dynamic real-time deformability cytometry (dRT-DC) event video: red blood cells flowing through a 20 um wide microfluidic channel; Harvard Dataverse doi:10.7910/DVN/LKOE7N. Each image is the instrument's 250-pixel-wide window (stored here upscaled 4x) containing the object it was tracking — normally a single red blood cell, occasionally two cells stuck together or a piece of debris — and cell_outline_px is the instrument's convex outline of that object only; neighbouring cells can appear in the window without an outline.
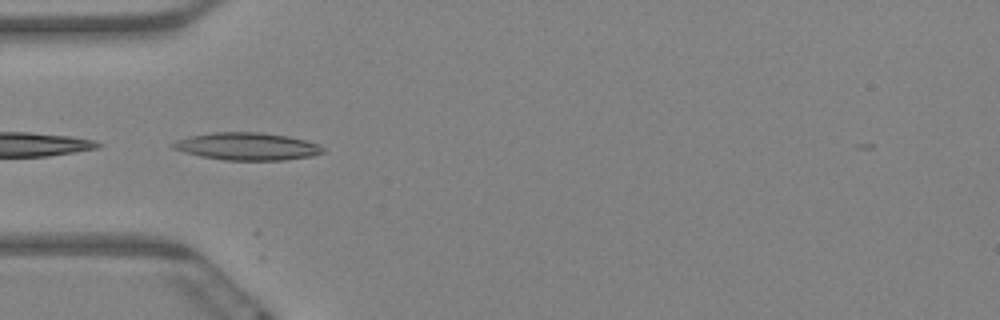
{"species": "Egyptian fruit bat (a non-hibernating species)", "species_latin": "Rousettus aegyptiacus", "temperature_condition": "warm", "stored_images_in_passage": 5, "camera_frame_rate_fps": 3000, "um_per_image_px": 0.085, "animal": {"sex": "female"}, "frame": {"image": 1, "passage_image": 1, "time_ms": 0.0, "image_size_px": [1000, 320], "cell_outline_px": [[324, 152], [312, 156], [284, 160], [224, 160], [200, 156], [184, 152], [172, 148], [172, 144], [176, 140], [188, 136], [212, 132], [260, 132], [288, 136], [320, 144], [324, 148]], "centroid_in_image_um": [21.0, 12.44], "position_along_channel_um": 64.0, "area_um2": 24.1}}